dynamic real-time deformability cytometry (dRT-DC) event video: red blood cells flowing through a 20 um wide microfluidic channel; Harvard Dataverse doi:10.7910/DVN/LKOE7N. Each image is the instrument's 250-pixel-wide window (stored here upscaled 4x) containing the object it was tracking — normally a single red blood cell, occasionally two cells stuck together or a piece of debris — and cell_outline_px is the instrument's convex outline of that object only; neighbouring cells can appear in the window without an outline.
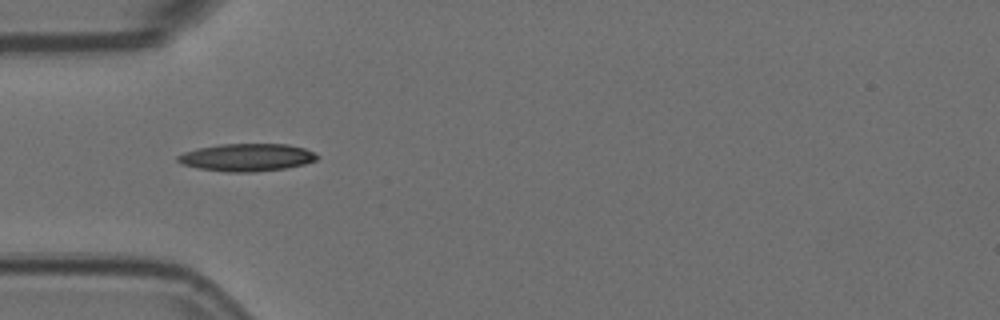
{"species": "Egyptian fruit bat (a non-hibernating species)", "species_latin": "Rousettus aegyptiacus", "temperature_condition": "room temperature", "stored_images_in_passage": 10, "camera_frame_rate_fps": 3000, "um_per_image_px": 0.085, "animal": {"sex": "female"}, "frame": {"image": 1, "passage_image": 4, "time_ms": 1.0, "image_size_px": [1000, 320], "cell_outline_px": [[320, 156], [316, 160], [304, 164], [284, 168], [252, 172], [224, 172], [200, 168], [180, 164], [176, 160], [176, 156], [184, 152], [196, 148], [220, 144], [288, 144], [304, 148]], "centroid_in_image_um": [20.94, 13.37], "position_along_channel_um": 64.1, "area_um2": 22.43}}
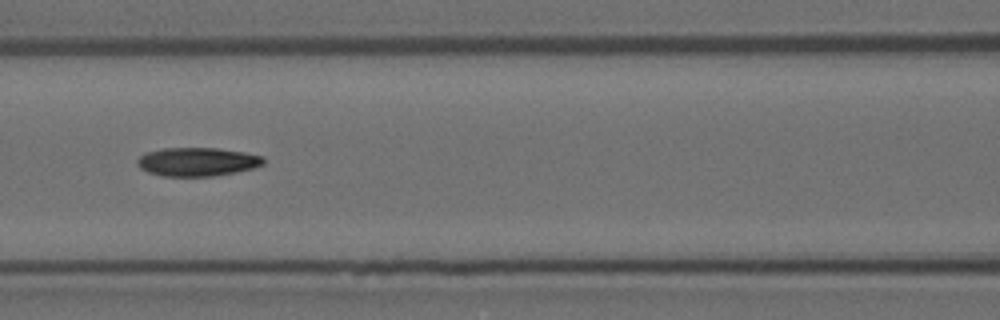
{"frame": {"image": 2, "passage_image": 6, "time_ms": 1.667, "image_size_px": [1000, 320], "cell_outline_px": [[264, 164], [252, 168], [236, 172], [212, 176], [160, 176], [148, 172], [140, 168], [136, 164], [136, 160], [144, 152], [164, 148], [216, 148], [244, 152], [264, 156]], "centroid_in_image_um": [16.74, 13.75], "position_along_channel_um": 149.9, "area_um2": 21.15}}
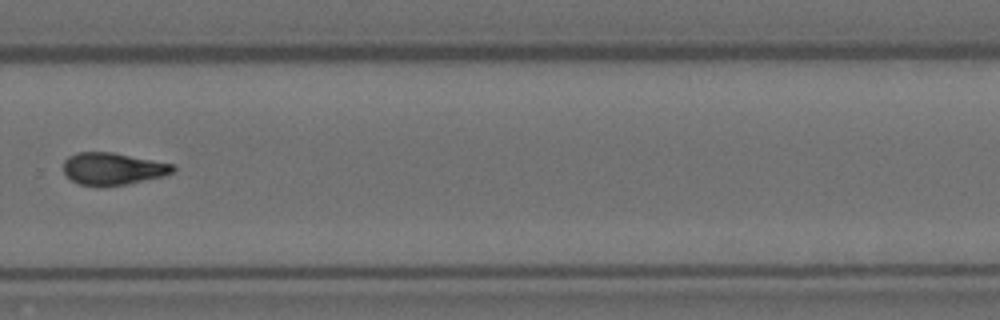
{"frame": {"image": 3, "passage_image": 10, "time_ms": 3.0, "image_size_px": [1000, 320], "cell_outline_px": [[176, 168], [172, 172], [164, 176], [128, 184], [100, 188], [80, 184], [72, 180], [64, 172], [64, 160], [68, 156], [76, 152], [112, 152], [176, 164]], "centroid_in_image_um": [9.6, 14.35], "position_along_channel_um": 320.2, "area_um2": 20.92}}